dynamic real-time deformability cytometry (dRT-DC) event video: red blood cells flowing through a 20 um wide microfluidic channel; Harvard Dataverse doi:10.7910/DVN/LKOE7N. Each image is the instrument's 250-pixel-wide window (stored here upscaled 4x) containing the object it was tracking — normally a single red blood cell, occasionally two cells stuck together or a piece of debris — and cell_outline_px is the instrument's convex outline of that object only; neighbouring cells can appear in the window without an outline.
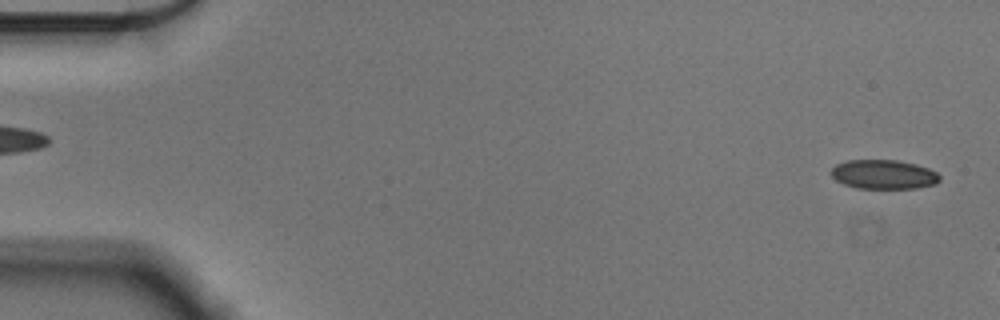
{"species": "Egyptian fruit bat (a non-hibernating species)", "species_latin": "Rousettus aegyptiacus", "temperature_condition": "cold", "stored_images_in_passage": 9, "camera_frame_rate_fps": 3000, "um_per_image_px": 0.085, "animal": {"sex": "male"}, "frame": {"image": 1, "passage_image": 2, "time_ms": 0.333, "image_size_px": [1000, 320], "cell_outline_px": [[940, 180], [936, 184], [916, 188], [856, 188], [844, 184], [836, 180], [832, 176], [832, 168], [836, 164], [848, 160], [896, 160], [916, 164], [928, 168], [936, 172], [940, 176]], "centroid_in_image_um": [75.12, 14.82], "position_along_channel_um": 9.9, "area_um2": 18.44}}